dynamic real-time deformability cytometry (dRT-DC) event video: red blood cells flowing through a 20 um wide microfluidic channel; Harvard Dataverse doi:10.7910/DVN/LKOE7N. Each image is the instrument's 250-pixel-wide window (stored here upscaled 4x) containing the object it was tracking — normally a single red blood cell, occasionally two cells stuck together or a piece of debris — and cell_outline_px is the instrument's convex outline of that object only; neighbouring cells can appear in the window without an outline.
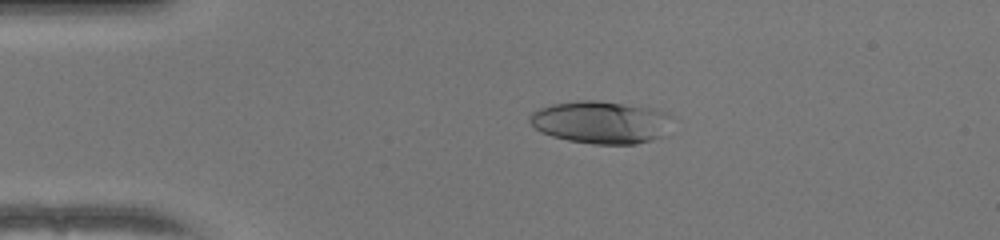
{"species": "human", "species_latin": "Homo sapiens", "temperature_condition": "warm", "stored_images_in_passage": 51, "camera_frame_rate_fps": 3000, "um_per_image_px": 0.085, "donor": {"sex": "female"}, "frame": {"image": 1, "passage_image": 11, "time_ms": 3.333, "image_size_px": [1000, 240], "cell_outline_px": [[676, 116], [664, 136], [636, 144], [592, 144], [568, 140], [552, 136], [540, 132], [528, 120], [528, 116], [532, 112], [540, 108], [552, 104], [580, 100], [596, 100], [652, 108], [668, 112]], "centroid_in_image_um": [51.13, 10.39], "position_along_channel_um": 33.9, "area_um2": 35.72}}
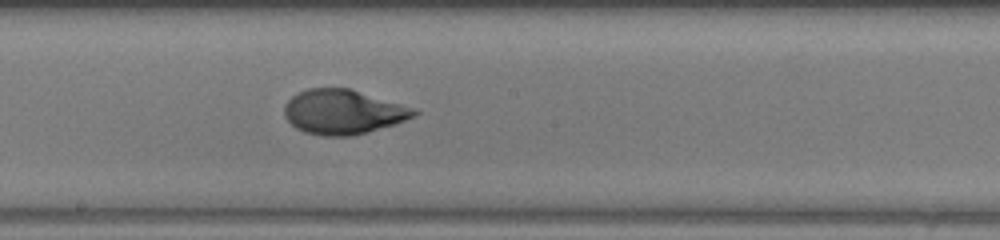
{"frame": {"image": 2, "passage_image": 28, "time_ms": 9.0, "image_size_px": [1000, 240], "cell_outline_px": [[420, 112], [416, 116], [396, 124], [368, 132], [352, 136], [324, 136], [304, 132], [296, 128], [284, 116], [284, 104], [296, 92], [308, 88], [348, 88], [416, 108]], "centroid_in_image_um": [29.17, 9.51], "position_along_channel_um": 219.0, "area_um2": 33.93}}
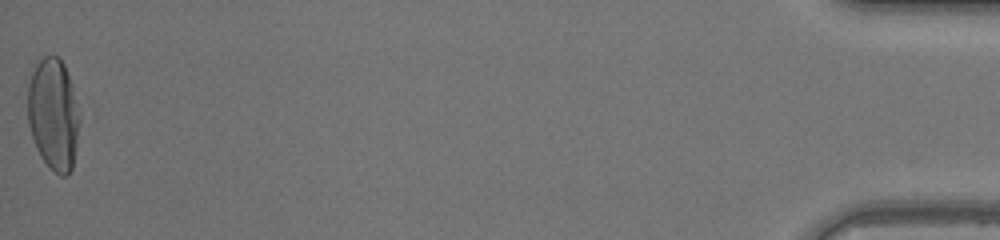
{"frame": {"image": 3, "passage_image": 51, "time_ms": 16.667, "image_size_px": [1000, 240], "cell_outline_px": [[80, 120], [76, 148], [72, 168], [64, 176], [60, 176], [40, 156], [36, 148], [28, 124], [28, 84], [32, 72], [36, 64], [44, 56], [56, 56], [64, 64], [72, 88], [80, 116]], "centroid_in_image_um": [4.53, 9.71], "position_along_channel_um": 430.7, "area_um2": 33.41}, "authors_computed_cell_mechanics": {"area_um2": 33.9864, "velocity_mm_per_s": 4.0978, "shape_relaxation_time_tau1_ms": 6.0851, "shape_relaxation_time_tau2_ms": 0.7622, "deformation_change_tau1": 0.277, "deformation_change_tau2": 0.0497}}